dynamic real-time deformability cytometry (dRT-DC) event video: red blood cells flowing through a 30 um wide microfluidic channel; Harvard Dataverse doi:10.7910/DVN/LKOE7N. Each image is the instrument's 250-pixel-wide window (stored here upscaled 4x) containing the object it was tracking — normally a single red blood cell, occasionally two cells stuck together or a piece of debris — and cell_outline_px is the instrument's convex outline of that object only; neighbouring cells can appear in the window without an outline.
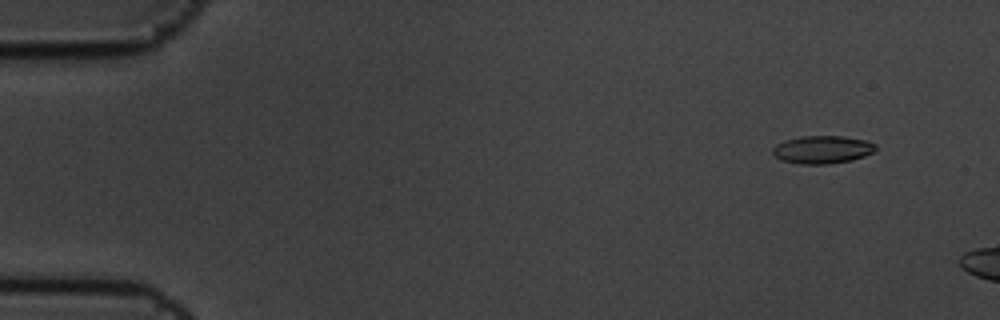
{"species": "common noctule bat (a hibernating species)", "species_latin": "Nyctalus noctula", "temperature_condition": "cold", "stored_images_in_passage": 3, "camera_frame_rate_fps": 3000, "um_per_image_px": 0.085, "animal": {"sex": "male", "body_mass_g": 19.5, "forearm_length_mm": 54.6}, "frame": {"image": 1, "passage_image": 1, "time_ms": 0.0, "image_size_px": [1000, 320], "cell_outline_px": [[876, 148], [872, 152], [864, 156], [852, 160], [828, 164], [800, 164], [780, 160], [772, 156], [772, 148], [776, 144], [784, 140], [800, 136], [844, 136], [868, 140], [876, 144]], "centroid_in_image_um": [69.87, 12.71], "position_along_channel_um": 15.1, "area_um2": 16.99}}